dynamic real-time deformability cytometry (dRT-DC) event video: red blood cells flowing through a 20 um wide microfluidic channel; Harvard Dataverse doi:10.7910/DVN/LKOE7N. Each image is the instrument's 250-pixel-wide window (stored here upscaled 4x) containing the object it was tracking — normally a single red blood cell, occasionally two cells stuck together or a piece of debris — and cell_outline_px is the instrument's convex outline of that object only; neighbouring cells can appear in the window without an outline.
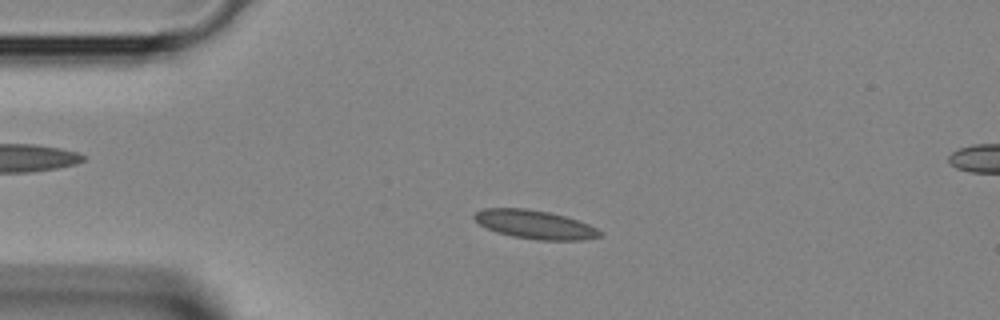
{"species": "Egyptian fruit bat (a non-hibernating species)", "species_latin": "Rousettus aegyptiacus", "temperature_condition": "room temperature", "stored_images_in_passage": 3, "camera_frame_rate_fps": 3000, "um_per_image_px": 0.085, "animal": {"sex": "female"}, "frame": {"image": 1, "passage_image": 2, "time_ms": 0.333, "image_size_px": [1000, 320], "cell_outline_px": [[600, 236], [584, 240], [540, 240], [512, 236], [496, 232], [480, 224], [472, 216], [476, 212], [484, 208], [528, 208], [548, 212], [564, 216], [588, 224], [596, 228], [600, 232]], "centroid_in_image_um": [45.44, 19.08], "position_along_channel_um": 39.6, "area_um2": 20.69}}